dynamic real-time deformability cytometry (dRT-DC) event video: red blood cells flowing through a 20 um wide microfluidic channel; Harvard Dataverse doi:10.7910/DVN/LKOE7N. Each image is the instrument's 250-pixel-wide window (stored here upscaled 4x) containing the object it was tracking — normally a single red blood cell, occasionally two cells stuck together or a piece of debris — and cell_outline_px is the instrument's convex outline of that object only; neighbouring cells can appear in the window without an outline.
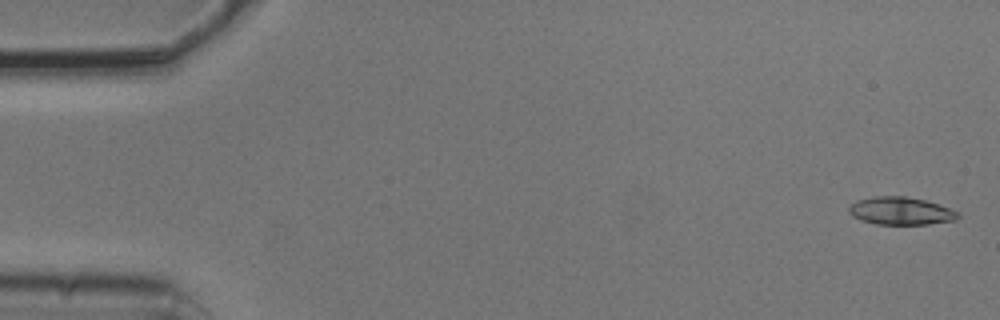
{"species": "common noctule bat (a hibernating species)", "species_latin": "Nyctalus noctula", "temperature_condition": "cold", "stored_images_in_passage": 5, "camera_frame_rate_fps": 3000, "um_per_image_px": 0.085, "animal": {"sex": "male", "body_mass_g": 20.5, "forearm_length_mm": 52.5}, "frame": {"image": 1, "passage_image": 1, "time_ms": 0.0, "image_size_px": [1000, 320], "cell_outline_px": [[960, 216], [956, 220], [928, 224], [876, 224], [860, 220], [852, 216], [848, 212], [848, 208], [856, 200], [876, 196], [904, 196], [924, 200], [960, 212]], "centroid_in_image_um": [76.54, 17.93], "position_along_channel_um": 8.5, "area_um2": 17.57}}
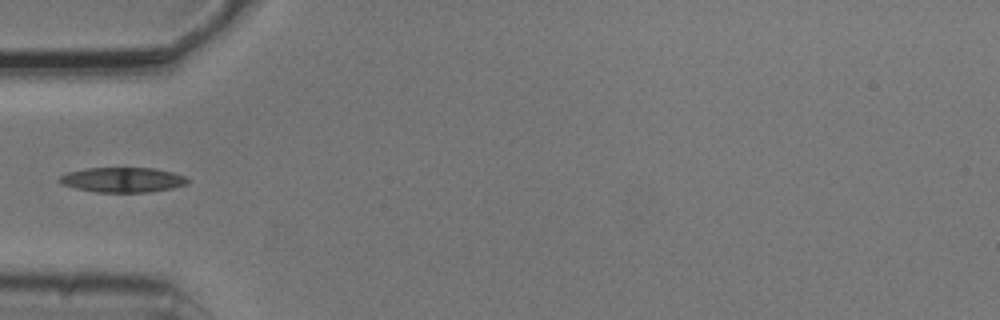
{"frame": {"image": 2, "passage_image": 5, "time_ms": 1.333, "image_size_px": [1000, 320], "cell_outline_px": [[188, 184], [172, 188], [152, 192], [96, 192], [76, 188], [60, 184], [60, 176], [68, 172], [84, 168], [156, 168], [172, 172], [184, 176], [188, 180]], "centroid_in_image_um": [10.43, 15.28], "position_along_channel_um": 74.6, "area_um2": 18.61}}